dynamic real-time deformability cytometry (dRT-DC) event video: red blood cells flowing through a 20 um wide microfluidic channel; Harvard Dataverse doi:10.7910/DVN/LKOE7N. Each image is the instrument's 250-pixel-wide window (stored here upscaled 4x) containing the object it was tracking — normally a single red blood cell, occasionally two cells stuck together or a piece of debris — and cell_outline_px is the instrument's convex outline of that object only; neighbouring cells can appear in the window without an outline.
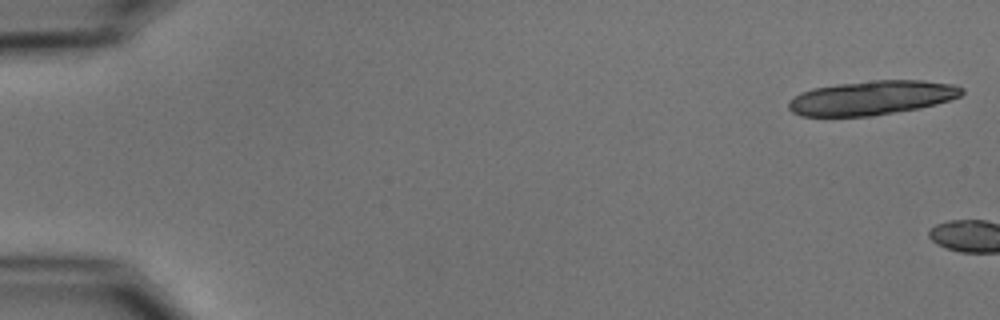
{"species": "common noctule bat (a hibernating species)", "species_latin": "Nyctalus noctula", "temperature_condition": "cold", "stored_images_in_passage": 3, "camera_frame_rate_fps": 3000, "um_per_image_px": 0.085, "animal": {"sex": "male", "body_mass_g": 15.6}, "frame": {"image": 1, "passage_image": 1, "time_ms": 0.0, "image_size_px": [1000, 320], "cell_outline_px": [[964, 92], [960, 96], [936, 104], [920, 108], [872, 116], [800, 116], [792, 112], [788, 108], [788, 100], [800, 92], [812, 88], [836, 84], [872, 80], [920, 80], [952, 84], [964, 88]], "centroid_in_image_um": [74.07, 8.31], "position_along_channel_um": 10.9, "area_um2": 34.74}}